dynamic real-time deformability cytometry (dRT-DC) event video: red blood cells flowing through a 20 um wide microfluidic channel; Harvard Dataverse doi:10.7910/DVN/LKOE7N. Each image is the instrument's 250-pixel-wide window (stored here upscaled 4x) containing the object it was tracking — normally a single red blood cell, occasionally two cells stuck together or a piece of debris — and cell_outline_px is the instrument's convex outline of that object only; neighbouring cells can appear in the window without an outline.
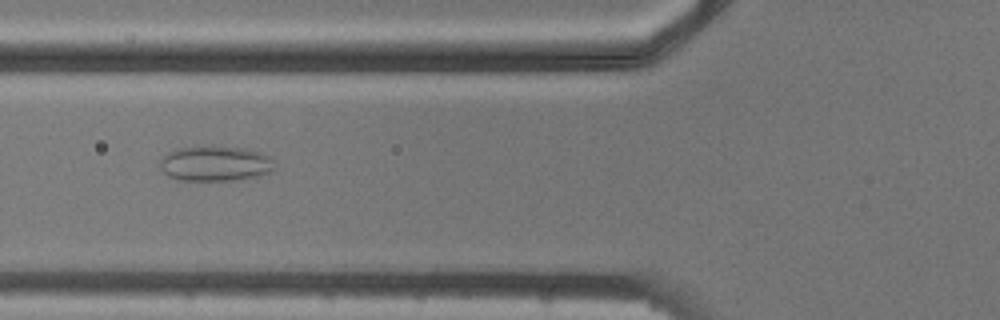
{"species": "common noctule bat (a hibernating species)", "species_latin": "Nyctalus noctula", "temperature_condition": "cold", "stored_images_in_passage": 7, "camera_frame_rate_fps": 3000, "um_per_image_px": 0.085, "animal": {"sex": "male", "body_mass_g": 20.5, "forearm_length_mm": 52.5}, "frame": {"image": 1, "passage_image": 5, "time_ms": 4.667, "image_size_px": [1000, 320], "cell_outline_px": [[276, 168], [272, 172], [260, 176], [232, 180], [180, 180], [168, 176], [160, 168], [160, 160], [168, 152], [176, 148], [204, 144], [212, 144], [244, 148], [264, 152], [272, 156]], "centroid_in_image_um": [18.35, 13.86], "position_along_channel_um": 107.5, "area_um2": 24.45}}